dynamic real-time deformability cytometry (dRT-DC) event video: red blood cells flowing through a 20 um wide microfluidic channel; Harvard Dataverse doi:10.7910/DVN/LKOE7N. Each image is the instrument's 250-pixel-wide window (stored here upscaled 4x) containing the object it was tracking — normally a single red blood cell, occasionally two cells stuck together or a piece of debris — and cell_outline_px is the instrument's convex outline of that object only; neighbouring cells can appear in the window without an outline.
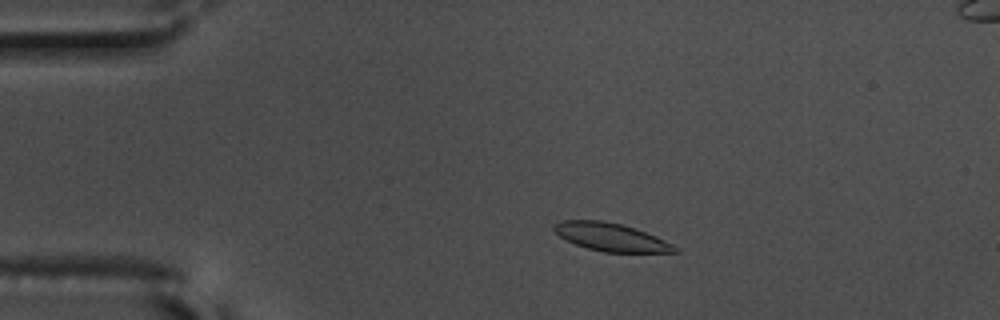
{"species": "common noctule bat (a hibernating species)", "species_latin": "Nyctalus noctula", "temperature_condition": "warm", "stored_images_in_passage": 54, "camera_frame_rate_fps": 3000, "um_per_image_px": 0.085, "animal": {"sex": "male", "body_mass_g": 17.5, "forearm_length_mm": 52.3}, "frame": {"image": 1, "passage_image": 9, "time_ms": 2.667, "image_size_px": [1000, 320], "cell_outline_px": [[680, 252], [604, 252], [588, 248], [576, 244], [560, 236], [552, 228], [552, 224], [560, 220], [604, 220], [620, 224], [656, 236], [672, 244]], "centroid_in_image_um": [51.89, 20.14], "position_along_channel_um": 33.1, "area_um2": 19.42}}
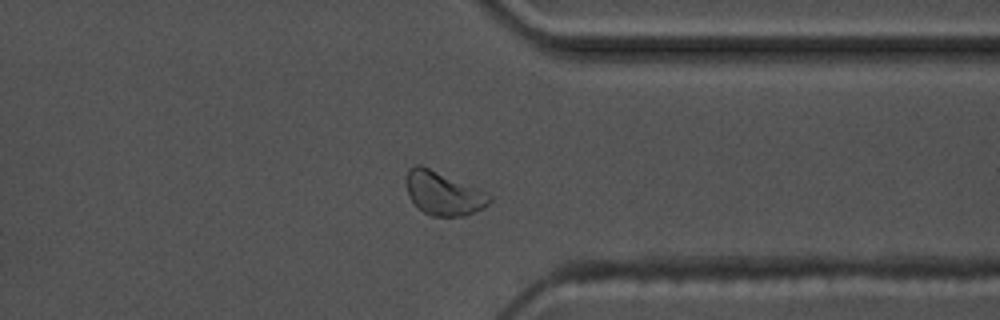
{"frame": {"image": 2, "passage_image": 42, "time_ms": 13.667, "image_size_px": [1000, 320], "cell_outline_px": [[492, 200], [484, 208], [464, 216], [432, 216], [424, 212], [408, 196], [404, 180], [408, 168], [416, 164], [420, 164], [488, 192], [492, 196]], "centroid_in_image_um": [37.68, 16.42], "position_along_channel_um": 373.7, "area_um2": 21.33}}
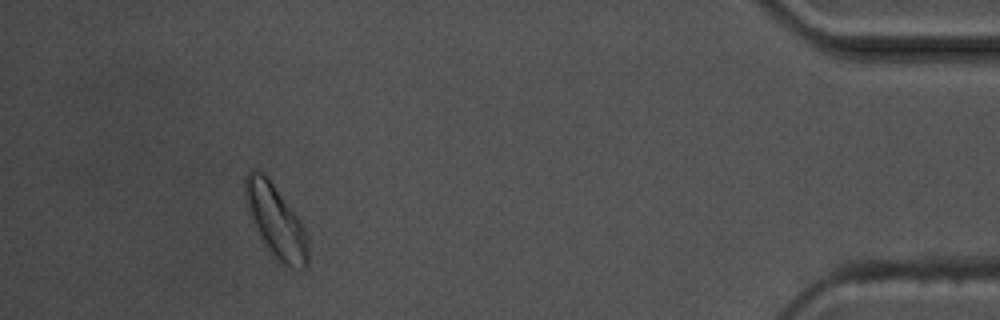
{"frame": {"image": 3, "passage_image": 50, "time_ms": 16.333, "image_size_px": [1000, 320], "cell_outline_px": [[308, 264], [304, 268], [288, 264], [280, 260], [268, 248], [248, 216], [244, 200], [244, 176], [248, 172], [260, 172], [268, 176], [304, 224], [308, 236]], "centroid_in_image_um": [23.43, 18.71], "position_along_channel_um": 411.8, "area_um2": 26.47}, "authors_computed_cell_mechanics": {"area_um2": 20.0566, "velocity_mm_per_s": 3.5747, "shape_relaxation_time_tau1_ms": 3.6136, "shape_relaxation_time_tau2_ms": 4.4702, "deformation_change_tau1": 0.0658, "deformation_change_tau2": 0.0671}}